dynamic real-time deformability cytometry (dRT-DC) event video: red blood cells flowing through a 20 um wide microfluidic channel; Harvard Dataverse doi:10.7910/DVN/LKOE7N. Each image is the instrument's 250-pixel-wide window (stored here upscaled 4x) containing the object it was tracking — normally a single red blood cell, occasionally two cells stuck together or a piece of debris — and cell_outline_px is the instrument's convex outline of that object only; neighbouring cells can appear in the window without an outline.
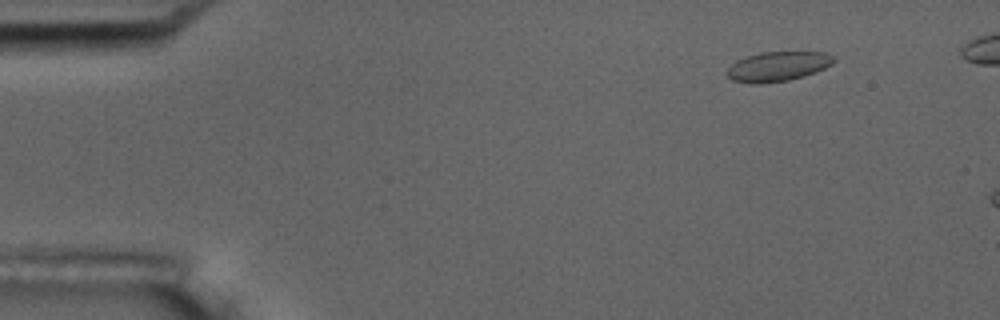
{"species": "common noctule bat (a hibernating species)", "species_latin": "Nyctalus noctula", "temperature_condition": "room temperature", "stored_images_in_passage": 3, "camera_frame_rate_fps": 3000, "um_per_image_px": 0.085, "animal": {"sex": "male", "body_mass_g": 17.5, "forearm_length_mm": 52.3}, "frame": {"image": 1, "passage_image": 1, "time_ms": 0.0, "image_size_px": [1000, 320], "cell_outline_px": [[836, 60], [832, 64], [816, 72], [804, 76], [788, 80], [760, 84], [752, 84], [732, 80], [724, 72], [736, 60], [744, 56], [760, 52], [824, 52], [832, 56]], "centroid_in_image_um": [66.07, 5.65], "position_along_channel_um": 18.9, "area_um2": 18.61}}